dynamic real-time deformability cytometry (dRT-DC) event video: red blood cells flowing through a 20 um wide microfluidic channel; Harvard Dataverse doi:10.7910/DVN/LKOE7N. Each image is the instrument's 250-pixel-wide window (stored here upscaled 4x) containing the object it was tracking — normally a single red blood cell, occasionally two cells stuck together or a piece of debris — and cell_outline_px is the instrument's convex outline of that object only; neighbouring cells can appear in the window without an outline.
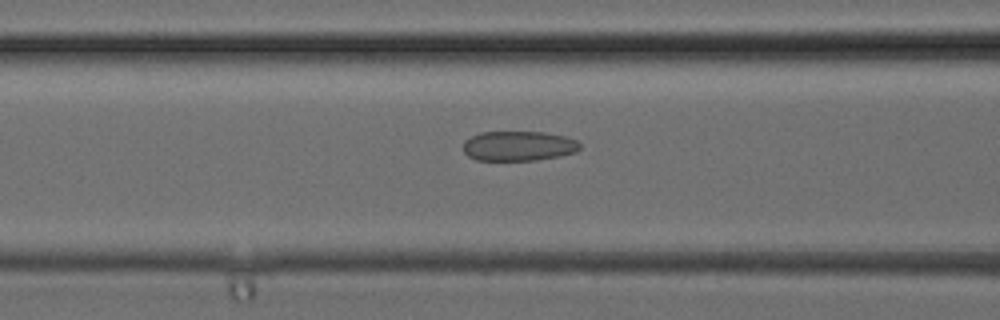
{"species": "common noctule bat (a hibernating species)", "species_latin": "Nyctalus noctula", "temperature_condition": "cold", "stored_images_in_passage": 24, "camera_frame_rate_fps": 3000, "um_per_image_px": 0.085, "animal": {"sex": "female", "body_mass_g": 24.6, "forearm_length_mm": 56.2}, "frame": {"image": 1, "passage_image": 10, "time_ms": 3.0, "image_size_px": [1000, 320], "cell_outline_px": [[580, 148], [576, 152], [560, 156], [536, 160], [476, 160], [468, 156], [464, 152], [464, 140], [480, 132], [544, 132], [564, 136], [576, 140], [580, 144]], "centroid_in_image_um": [44.07, 12.41], "position_along_channel_um": 122.5, "area_um2": 20.29}}
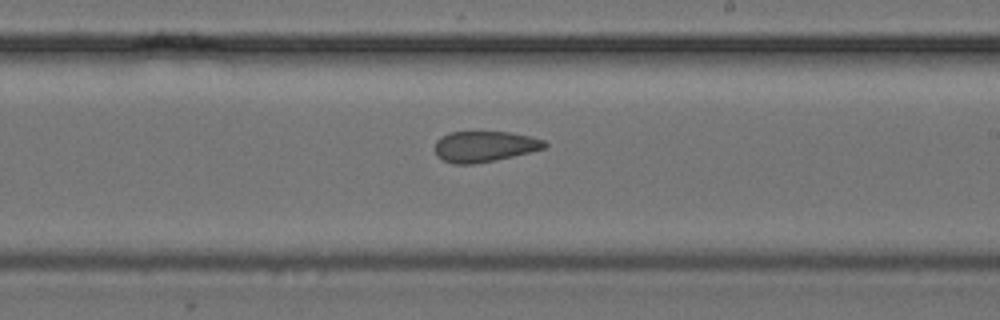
{"frame": {"image": 2, "passage_image": 16, "time_ms": 5.0, "image_size_px": [1000, 320], "cell_outline_px": [[548, 144], [544, 148], [496, 160], [476, 164], [452, 164], [436, 156], [436, 140], [440, 136], [448, 132], [512, 132], [532, 136], [544, 140]], "centroid_in_image_um": [41.17, 12.44], "position_along_channel_um": 247.8, "area_um2": 19.77}}
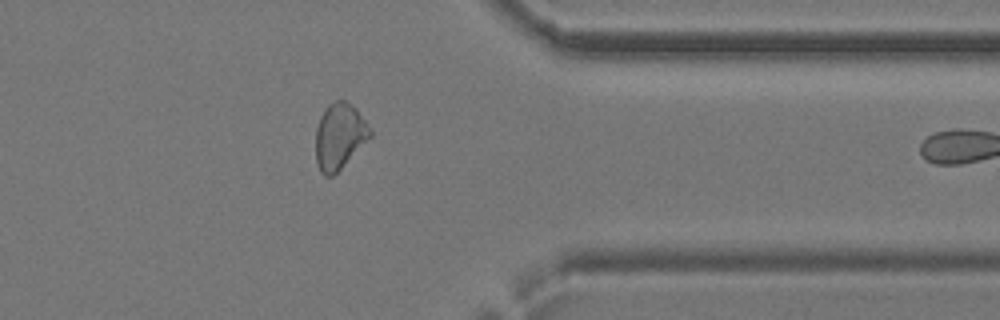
{"frame": {"image": 3, "passage_image": 23, "time_ms": 7.333, "image_size_px": [1000, 320], "cell_outline_px": [[372, 136], [332, 176], [324, 176], [320, 172], [316, 160], [316, 128], [320, 116], [324, 108], [328, 104], [336, 100], [344, 100], [356, 108], [372, 132]], "centroid_in_image_um": [28.83, 11.56], "position_along_channel_um": 382.6, "area_um2": 20.69}}